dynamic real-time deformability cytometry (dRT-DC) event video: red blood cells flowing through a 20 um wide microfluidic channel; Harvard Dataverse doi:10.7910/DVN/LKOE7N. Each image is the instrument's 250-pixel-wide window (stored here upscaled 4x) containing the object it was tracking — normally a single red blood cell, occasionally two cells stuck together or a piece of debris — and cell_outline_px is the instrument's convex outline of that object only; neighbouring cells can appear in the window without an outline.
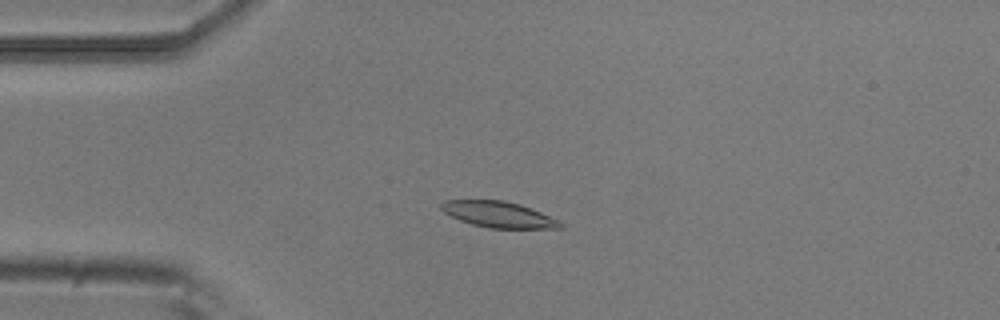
{"species": "common noctule bat (a hibernating species)", "species_latin": "Nyctalus noctula", "temperature_condition": "room temperature", "stored_images_in_passage": 14, "camera_frame_rate_fps": 3000, "um_per_image_px": 0.085, "animal": {"sex": "male", "body_mass_g": 20.5, "forearm_length_mm": 52.5}, "frame": {"image": 1, "passage_image": 3, "time_ms": 0.667, "image_size_px": [1000, 320], "cell_outline_px": [[564, 228], [488, 228], [472, 224], [460, 220], [444, 212], [440, 208], [440, 204], [444, 200], [504, 200], [520, 204], [560, 220], [564, 224]], "centroid_in_image_um": [42.4, 18.23], "position_along_channel_um": 42.6, "area_um2": 18.03}}
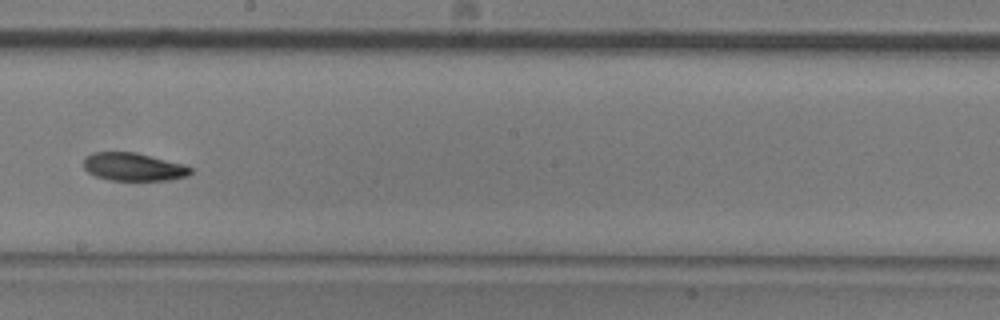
{"frame": {"image": 2, "passage_image": 8, "time_ms": 2.333, "image_size_px": [1000, 320], "cell_outline_px": [[192, 172], [188, 176], [168, 180], [108, 180], [96, 176], [88, 172], [84, 168], [84, 156], [92, 152], [136, 152], [184, 164], [192, 168]], "centroid_in_image_um": [11.34, 14.18], "position_along_channel_um": 236.9, "area_um2": 17.57}}
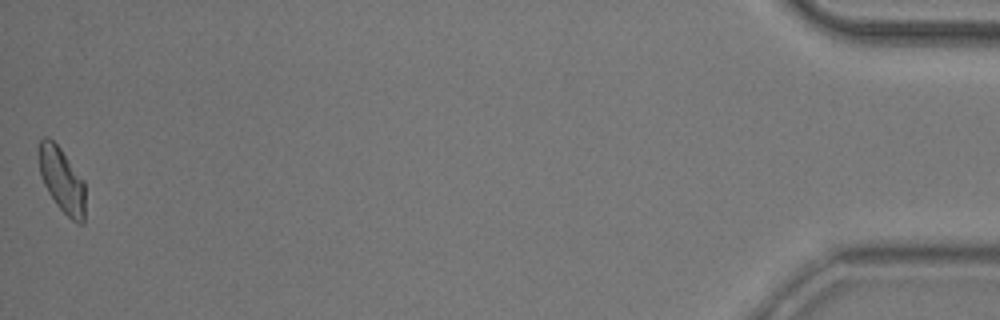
{"frame": {"image": 3, "passage_image": 14, "time_ms": 4.333, "image_size_px": [1000, 320], "cell_outline_px": [[84, 224], [76, 224], [56, 204], [48, 192], [44, 184], [40, 172], [40, 140], [44, 136], [48, 136], [60, 148], [84, 180]], "centroid_in_image_um": [5.28, 15.33], "position_along_channel_um": 429.9, "area_um2": 17.22}}